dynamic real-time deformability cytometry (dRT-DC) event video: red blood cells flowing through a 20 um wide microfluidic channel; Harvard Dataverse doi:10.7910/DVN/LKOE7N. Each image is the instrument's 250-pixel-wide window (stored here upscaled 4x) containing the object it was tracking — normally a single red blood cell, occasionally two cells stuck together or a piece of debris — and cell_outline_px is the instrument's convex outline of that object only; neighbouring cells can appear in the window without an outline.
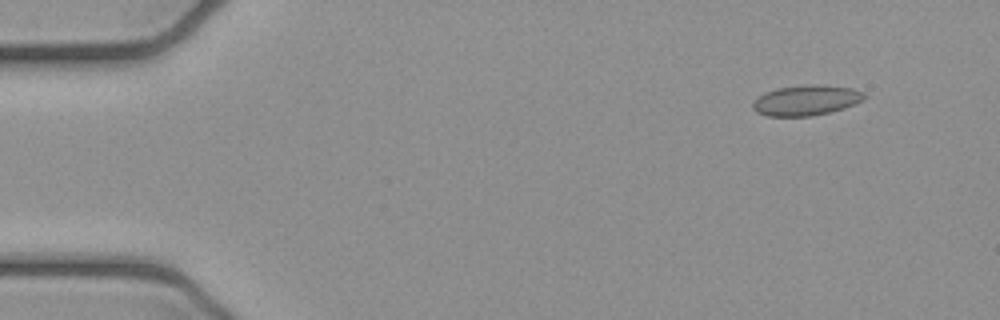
{"species": "common noctule bat (a hibernating species)", "species_latin": "Nyctalus noctula", "temperature_condition": "cold", "stored_images_in_passage": 6, "camera_frame_rate_fps": 3000, "um_per_image_px": 0.085, "animal": {"sex": "female", "body_mass_g": 21.9}, "frame": {"image": 1, "passage_image": 2, "time_ms": 0.333, "image_size_px": [1000, 320], "cell_outline_px": [[868, 96], [864, 100], [856, 104], [844, 108], [812, 116], [768, 116], [756, 112], [752, 108], [752, 104], [764, 92], [776, 88], [804, 84], [820, 84], [852, 88], [864, 92]], "centroid_in_image_um": [68.56, 8.51], "position_along_channel_um": 16.4, "area_um2": 19.94}}
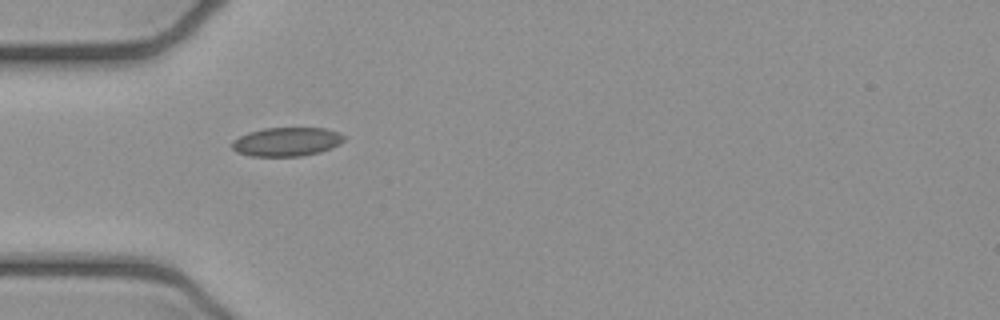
{"frame": {"image": 2, "passage_image": 5, "time_ms": 1.333, "image_size_px": [1000, 320], "cell_outline_px": [[344, 140], [340, 144], [332, 148], [320, 152], [300, 156], [248, 156], [236, 152], [232, 148], [232, 140], [248, 132], [264, 128], [324, 128], [336, 132], [344, 136]], "centroid_in_image_um": [24.34, 12.05], "position_along_channel_um": 60.7, "area_um2": 18.84}}
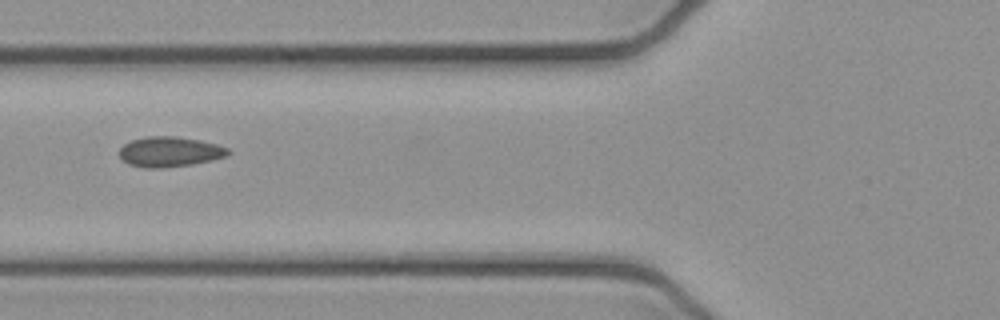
{"frame": {"image": 3, "passage_image": 6, "time_ms": 1.667, "image_size_px": [1000, 320], "cell_outline_px": [[232, 152], [228, 156], [212, 160], [192, 164], [160, 168], [144, 168], [128, 164], [120, 156], [120, 148], [124, 144], [132, 140], [148, 136], [172, 136], [200, 140], [216, 144], [228, 148]], "centroid_in_image_um": [14.45, 12.9], "position_along_channel_um": 111.4, "area_um2": 19.07}}